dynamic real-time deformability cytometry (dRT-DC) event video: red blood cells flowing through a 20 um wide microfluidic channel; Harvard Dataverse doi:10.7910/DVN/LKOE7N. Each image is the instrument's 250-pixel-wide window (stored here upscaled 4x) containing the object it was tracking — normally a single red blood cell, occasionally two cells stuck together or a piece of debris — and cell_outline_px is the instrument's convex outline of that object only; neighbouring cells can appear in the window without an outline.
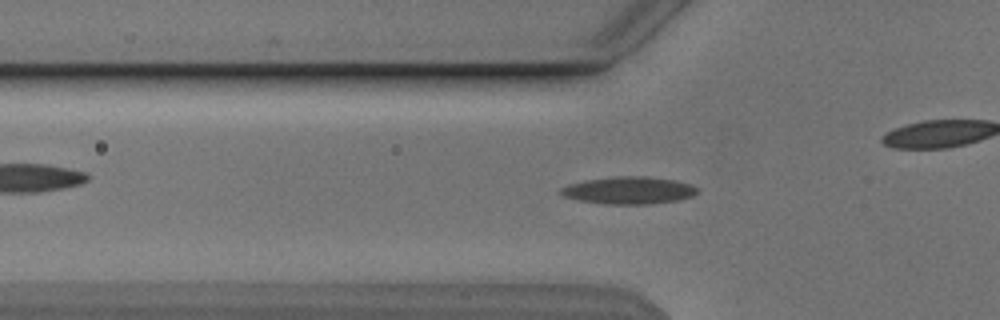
{"species": "Egyptian fruit bat (a non-hibernating species)", "species_latin": "Rousettus aegyptiacus", "temperature_condition": "cold", "stored_images_in_passage": 34, "camera_frame_rate_fps": 3000, "um_per_image_px": 0.085, "animal": {"sex": "male"}, "frame": {"image": 1, "passage_image": 2, "time_ms": 0.333, "image_size_px": [1000, 320], "cell_outline_px": [[700, 192], [692, 196], [680, 200], [648, 204], [604, 204], [576, 200], [564, 196], [556, 192], [560, 188], [568, 184], [584, 180], [616, 176], [644, 176], [676, 180], [692, 184]], "centroid_in_image_um": [53.42, 16.18], "position_along_channel_um": 72.4, "area_um2": 22.08}}
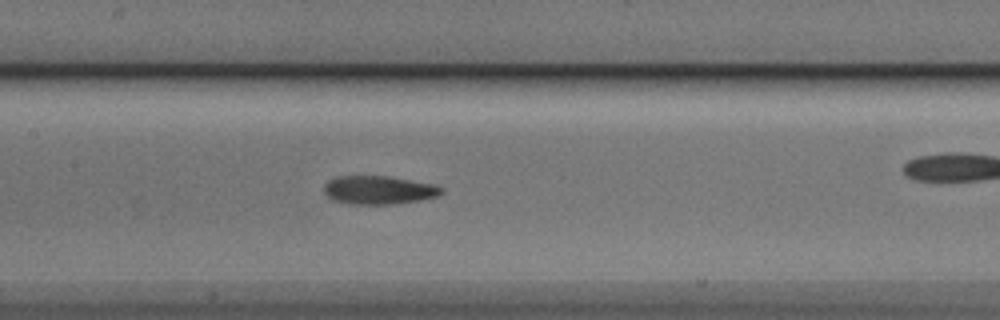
{"frame": {"image": 2, "passage_image": 10, "time_ms": 3.0, "image_size_px": [1000, 320], "cell_outline_px": [[444, 192], [440, 196], [420, 200], [392, 204], [352, 204], [332, 200], [324, 192], [324, 184], [328, 180], [336, 176], [392, 176], [432, 184], [444, 188]], "centroid_in_image_um": [32.21, 16.15], "position_along_channel_um": 175.2, "area_um2": 19.65}}
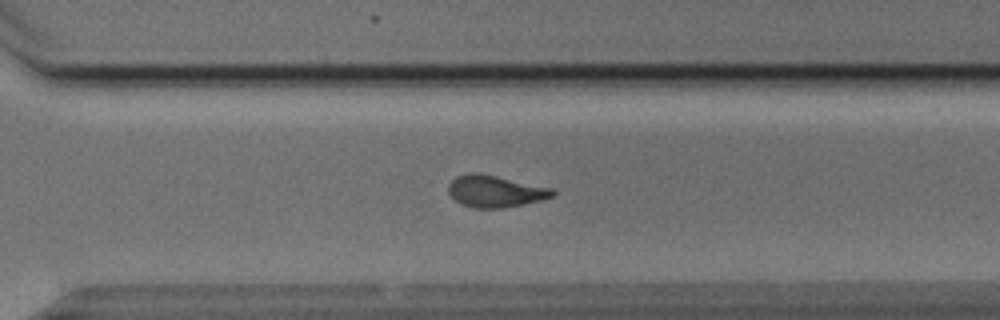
{"frame": {"image": 3, "passage_image": 22, "time_ms": 7.0, "image_size_px": [1000, 320], "cell_outline_px": [[556, 192], [552, 196], [540, 200], [524, 204], [504, 208], [472, 208], [460, 204], [448, 192], [448, 184], [456, 176], [468, 172], [480, 172], [552, 188]], "centroid_in_image_um": [42.06, 16.25], "position_along_channel_um": 328.5, "area_um2": 19.48}}